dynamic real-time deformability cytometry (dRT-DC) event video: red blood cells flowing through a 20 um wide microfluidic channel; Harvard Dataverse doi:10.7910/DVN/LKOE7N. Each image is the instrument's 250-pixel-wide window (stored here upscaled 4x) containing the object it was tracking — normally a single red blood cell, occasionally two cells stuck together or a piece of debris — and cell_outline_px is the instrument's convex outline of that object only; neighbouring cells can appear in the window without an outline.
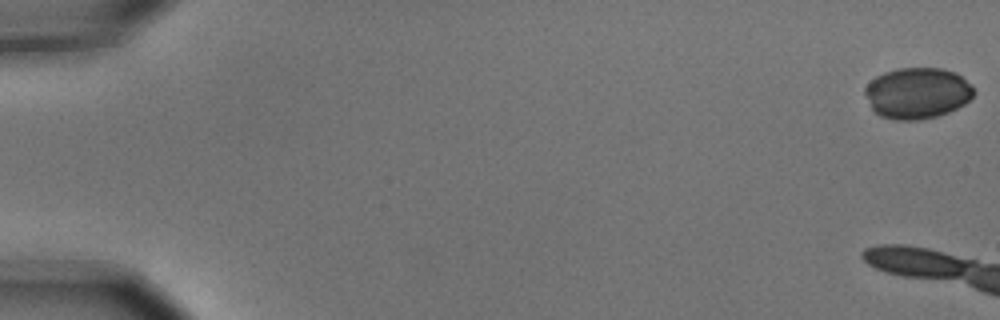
{"species": "common noctule bat (a hibernating species)", "species_latin": "Nyctalus noctula", "temperature_condition": "cold", "stored_images_in_passage": 4, "camera_frame_rate_fps": 3000, "um_per_image_px": 0.085, "animal": {"sex": "male", "body_mass_g": 15.6}, "frame": {"image": 1, "passage_image": 1, "time_ms": 0.0, "image_size_px": [1000, 320], "cell_outline_px": [[976, 92], [964, 104], [948, 112], [936, 116], [920, 120], [896, 120], [880, 116], [872, 108], [864, 92], [864, 88], [876, 76], [884, 72], [896, 68], [940, 68], [956, 72], [972, 84]], "centroid_in_image_um": [77.98, 7.9], "position_along_channel_um": 7.0, "area_um2": 32.48}}